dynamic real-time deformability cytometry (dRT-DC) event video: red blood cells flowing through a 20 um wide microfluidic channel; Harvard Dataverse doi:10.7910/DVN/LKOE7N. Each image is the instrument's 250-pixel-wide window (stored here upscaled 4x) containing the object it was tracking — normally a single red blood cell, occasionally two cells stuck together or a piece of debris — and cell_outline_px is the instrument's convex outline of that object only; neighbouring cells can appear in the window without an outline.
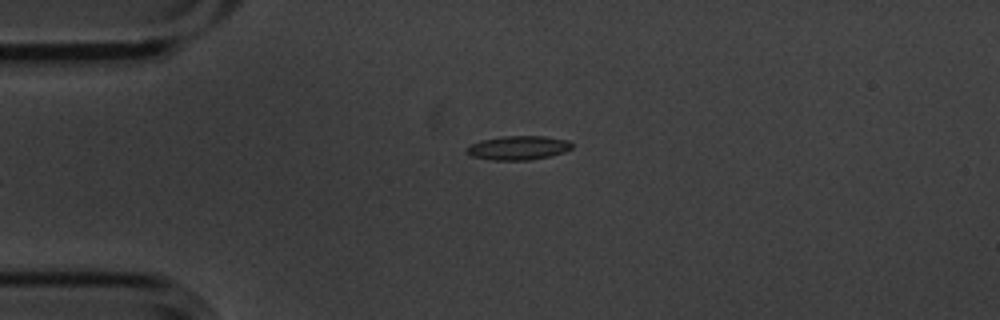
{"species": "common noctule bat (a hibernating species)", "species_latin": "Nyctalus noctula", "temperature_condition": "cold", "stored_images_in_passage": 5, "camera_frame_rate_fps": 3000, "um_per_image_px": 0.085, "animal": {"sex": "male", "body_mass_g": 20.1, "forearm_length_mm": 53.5}, "frame": {"image": 1, "passage_image": 5, "time_ms": 1.333, "image_size_px": [1000, 320], "cell_outline_px": [[572, 148], [564, 152], [548, 156], [528, 160], [492, 160], [472, 156], [464, 152], [464, 148], [480, 140], [504, 136], [544, 136], [568, 140], [572, 144]], "centroid_in_image_um": [44.01, 12.56], "position_along_channel_um": 41.0, "area_um2": 14.74}}